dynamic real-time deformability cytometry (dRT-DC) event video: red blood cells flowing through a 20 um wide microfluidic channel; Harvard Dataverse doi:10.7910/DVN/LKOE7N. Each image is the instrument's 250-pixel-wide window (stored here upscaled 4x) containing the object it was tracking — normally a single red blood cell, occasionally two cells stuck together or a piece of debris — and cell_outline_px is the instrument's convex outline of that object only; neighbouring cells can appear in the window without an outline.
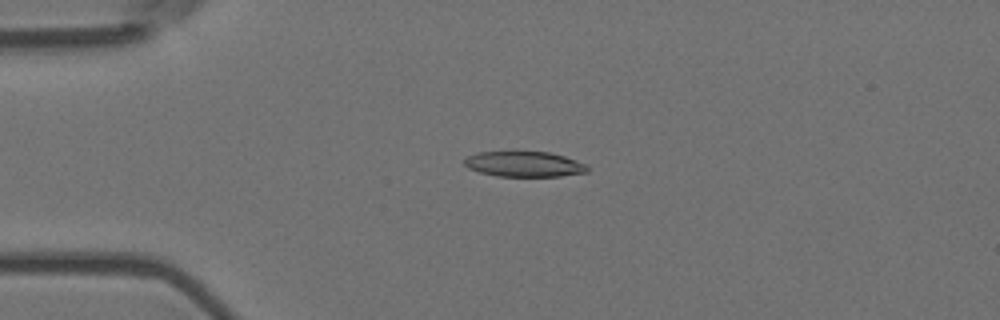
{"species": "Egyptian fruit bat (a non-hibernating species)", "species_latin": "Rousettus aegyptiacus", "temperature_condition": "room temperature", "stored_images_in_passage": 54, "camera_frame_rate_fps": 3000, "um_per_image_px": 0.085, "animal": {"sex": "female"}, "frame": {"image": 1, "passage_image": 12, "time_ms": 3.667, "image_size_px": [1000, 320], "cell_outline_px": [[588, 172], [560, 176], [496, 176], [480, 172], [468, 168], [464, 164], [464, 160], [468, 156], [476, 152], [548, 152], [564, 156], [588, 164]], "centroid_in_image_um": [44.57, 13.95], "position_along_channel_um": 40.4, "area_um2": 18.15}}
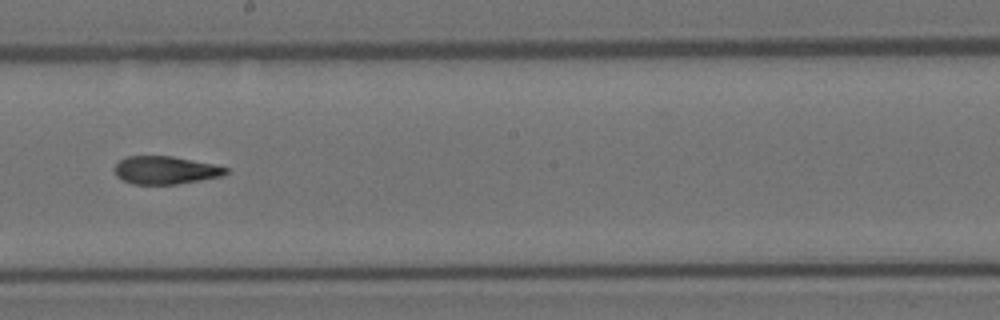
{"frame": {"image": 2, "passage_image": 30, "time_ms": 9.667, "image_size_px": [1000, 320], "cell_outline_px": [[228, 172], [220, 176], [200, 180], [176, 184], [132, 184], [116, 176], [116, 164], [124, 156], [172, 156], [212, 164], [228, 168]], "centroid_in_image_um": [14.04, 14.46], "position_along_channel_um": 234.2, "area_um2": 17.86}}
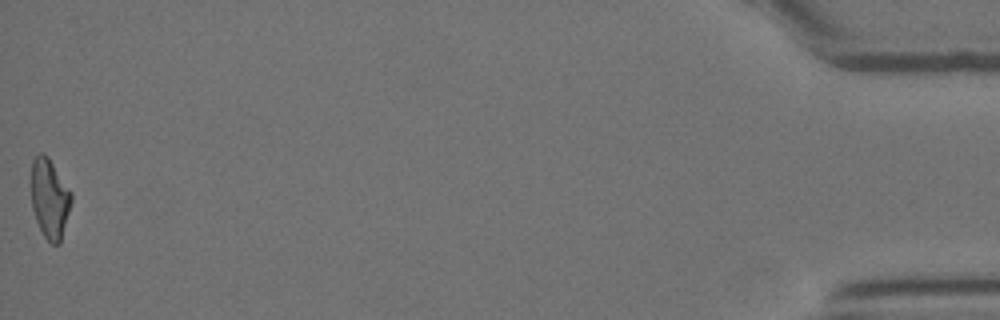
{"frame": {"image": 3, "passage_image": 54, "time_ms": 17.667, "image_size_px": [1000, 320], "cell_outline_px": [[72, 200], [60, 244], [52, 244], [44, 236], [36, 220], [32, 208], [32, 160], [40, 152], [44, 152], [48, 156], [72, 192]], "centroid_in_image_um": [4.23, 16.86], "position_along_channel_um": 431.0, "area_um2": 18.55}, "authors_computed_cell_mechanics": {"area_um2": 19.0162, "velocity_mm_per_s": 3.6802, "shape_relaxation_time_tau1_ms": 6.6235, "shape_relaxation_time_tau2_ms": 4.1614, "deformation_change_tau1": 0.2007, "deformation_change_tau2": 0.1191}}